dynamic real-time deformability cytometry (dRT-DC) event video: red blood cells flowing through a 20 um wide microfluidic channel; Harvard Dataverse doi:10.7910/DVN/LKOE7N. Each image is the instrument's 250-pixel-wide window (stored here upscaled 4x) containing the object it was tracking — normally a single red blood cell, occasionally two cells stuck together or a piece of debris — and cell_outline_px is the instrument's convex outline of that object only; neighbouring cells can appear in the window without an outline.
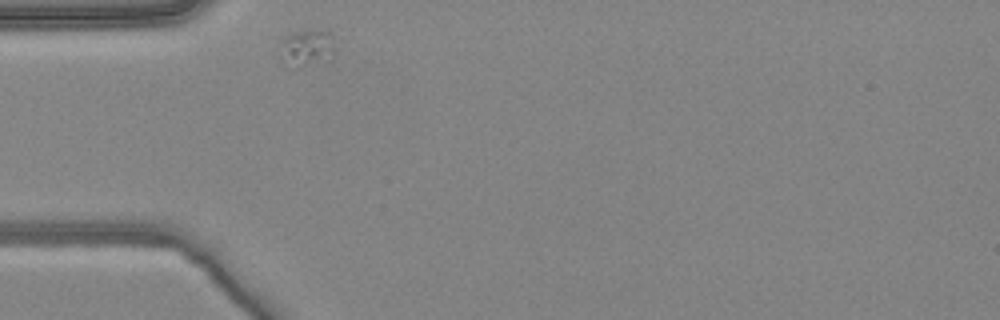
{"species": "common noctule bat (a hibernating species)", "species_latin": "Nyctalus noctula", "temperature_condition": "warm", "stored_images_in_passage": 1, "camera_frame_rate_fps": 3000, "um_per_image_px": 0.085, "animal": {"sex": "female", "body_mass_g": 24.6, "forearm_length_mm": 56.2}, "frame": {"image": 1, "passage_image": 1, "time_ms": 0.0, "image_size_px": [1000, 320], "cell_outline_px": [[340, 36], [336, 48], [332, 52], [300, 68], [284, 68], [280, 60], [280, 40], [284, 36], [292, 32], [332, 32]], "centroid_in_image_um": [26.02, 4.06], "position_along_channel_um": 59.0, "area_um2": 11.96}}